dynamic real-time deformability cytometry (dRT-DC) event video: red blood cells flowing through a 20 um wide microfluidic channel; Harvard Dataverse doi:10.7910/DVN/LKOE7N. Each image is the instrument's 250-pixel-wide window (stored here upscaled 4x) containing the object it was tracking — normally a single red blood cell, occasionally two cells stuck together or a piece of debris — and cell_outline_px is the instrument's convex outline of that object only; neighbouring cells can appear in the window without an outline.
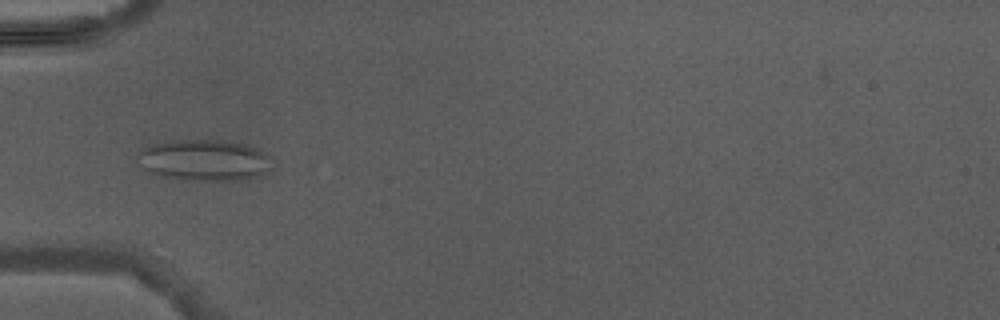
{"species": "Egyptian fruit bat (a non-hibernating species)", "species_latin": "Rousettus aegyptiacus", "temperature_condition": "warm", "stored_images_in_passage": 3, "camera_frame_rate_fps": 3000, "um_per_image_px": 0.085, "animal": {"sex": "male"}, "frame": {"image": 1, "passage_image": 2, "time_ms": 1.333, "image_size_px": [1000, 320], "cell_outline_px": [[272, 168], [264, 176], [248, 180], [192, 180], [156, 176], [144, 168], [136, 156], [140, 148], [152, 144], [172, 140], [220, 140], [248, 144], [260, 148], [272, 156]], "centroid_in_image_um": [17.45, 13.62], "position_along_channel_um": 67.6, "area_um2": 33.23}}